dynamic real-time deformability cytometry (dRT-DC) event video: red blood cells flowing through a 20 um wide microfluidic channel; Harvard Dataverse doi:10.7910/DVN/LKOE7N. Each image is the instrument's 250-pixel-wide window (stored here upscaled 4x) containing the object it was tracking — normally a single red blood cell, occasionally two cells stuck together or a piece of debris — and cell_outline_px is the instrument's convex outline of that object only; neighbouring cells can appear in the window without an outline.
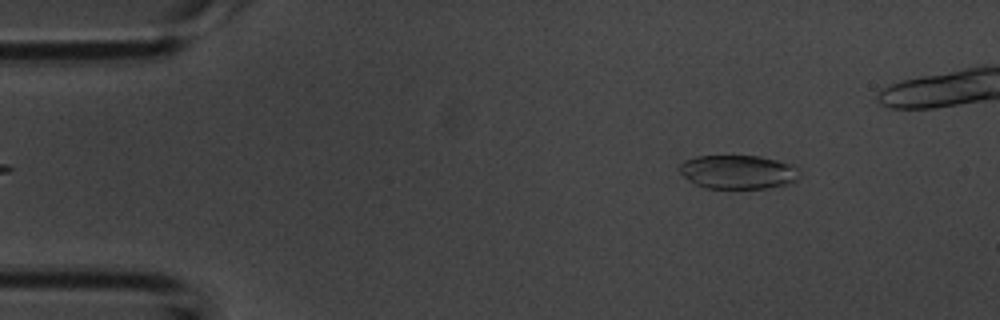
{"species": "common noctule bat (a hibernating species)", "species_latin": "Nyctalus noctula", "temperature_condition": "room temperature", "stored_images_in_passage": 45, "camera_frame_rate_fps": 3000, "um_per_image_px": 0.085, "animal": {"sex": "male", "body_mass_g": 20.1, "forearm_length_mm": 53.5}, "frame": {"image": 1, "passage_image": 4, "time_ms": 1.0, "image_size_px": [1000, 320], "cell_outline_px": [[800, 176], [792, 184], [764, 188], [704, 188], [688, 180], [680, 172], [680, 164], [684, 160], [696, 156], [760, 156], [796, 164], [800, 172]], "centroid_in_image_um": [62.8, 14.61], "position_along_channel_um": 22.2, "area_um2": 23.99}}
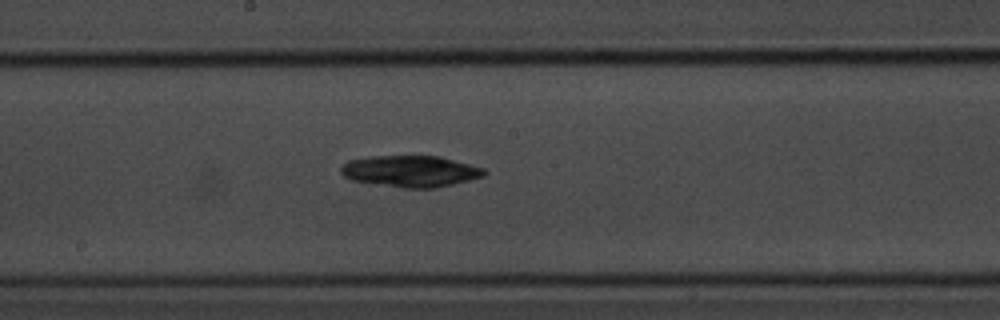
{"frame": {"image": 2, "passage_image": 25, "time_ms": 8.0, "image_size_px": [1000, 320], "cell_outline_px": [[488, 172], [484, 176], [436, 188], [404, 188], [352, 180], [344, 176], [340, 172], [340, 168], [348, 160], [372, 156], [440, 156], [484, 168]], "centroid_in_image_um": [34.9, 14.55], "position_along_channel_um": 213.3, "area_um2": 26.13}}
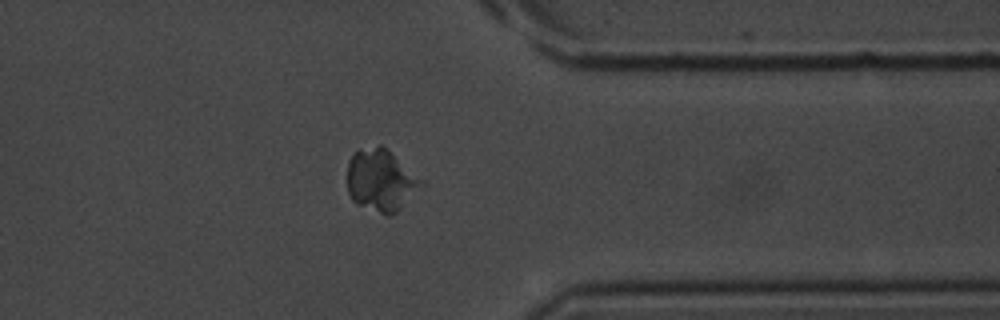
{"frame": {"image": 3, "passage_image": 39, "time_ms": 12.667, "image_size_px": [1000, 320], "cell_outline_px": [[416, 184], [400, 208], [396, 212], [388, 216], [384, 216], [356, 204], [352, 200], [348, 192], [348, 160], [352, 152], [380, 144], [416, 180]], "centroid_in_image_um": [32.15, 15.36], "position_along_channel_um": 379.2, "area_um2": 24.74}, "authors_computed_cell_mechanics": {"area_um2": 24.9118, "velocity_mm_per_s": 3.7207, "shape_relaxation_time_tau1_ms": 3.3127, "shape_relaxation_time_tau2_ms": null, "deformation_change_tau1": 0.0637, "deformation_change_tau2": null}}